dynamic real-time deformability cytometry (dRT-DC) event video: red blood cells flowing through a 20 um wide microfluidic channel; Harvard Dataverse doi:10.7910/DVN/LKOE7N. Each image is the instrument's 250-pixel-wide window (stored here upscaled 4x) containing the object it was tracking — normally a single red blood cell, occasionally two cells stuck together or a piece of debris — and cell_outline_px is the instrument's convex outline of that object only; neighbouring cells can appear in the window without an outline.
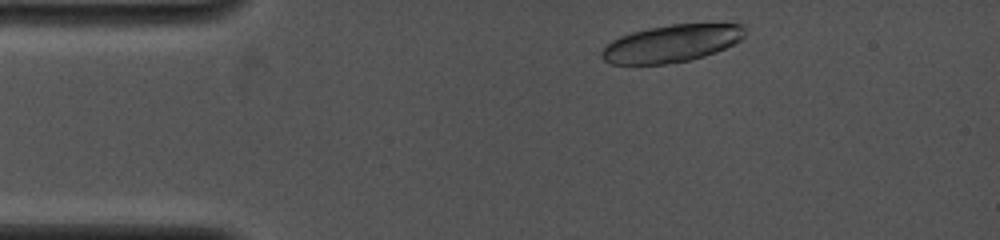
{"species": "common noctule bat (a hibernating species)", "species_latin": "Nyctalus noctula", "temperature_condition": "cold", "stored_images_in_passage": 9, "camera_frame_rate_fps": 4000, "um_per_image_px": 0.085, "animal": {"sex": "female", "body_mass_g": 19.0, "forearm_length_mm": 53.3}, "frame": {"image": 1, "passage_image": 3, "time_ms": 0.5, "image_size_px": [1000, 240], "cell_outline_px": [[744, 36], [740, 40], [716, 52], [692, 60], [664, 64], [612, 64], [604, 60], [600, 56], [600, 52], [612, 40], [620, 36], [632, 32], [648, 28], [672, 24], [744, 24]], "centroid_in_image_um": [57.06, 3.7], "position_along_channel_um": 27.9, "area_um2": 31.04}}